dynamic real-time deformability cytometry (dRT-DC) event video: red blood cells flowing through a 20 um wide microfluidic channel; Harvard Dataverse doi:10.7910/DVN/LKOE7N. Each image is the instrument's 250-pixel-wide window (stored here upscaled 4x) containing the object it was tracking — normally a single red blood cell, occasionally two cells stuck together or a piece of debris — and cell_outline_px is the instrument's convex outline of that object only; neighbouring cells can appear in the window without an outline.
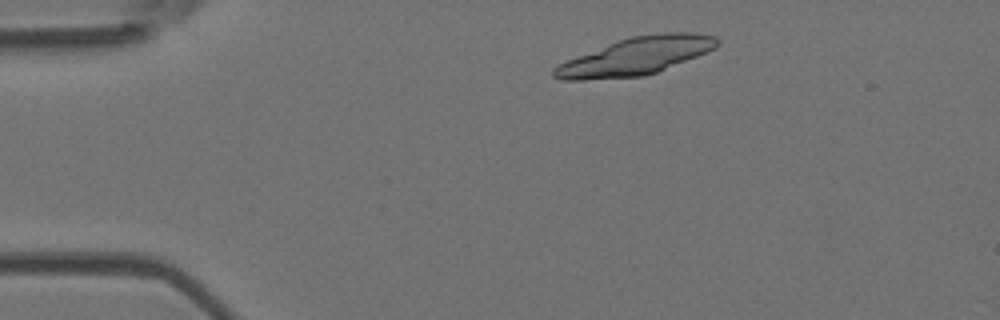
{"species": "Egyptian fruit bat (a non-hibernating species)", "species_latin": "Rousettus aegyptiacus", "temperature_condition": "room temperature", "stored_images_in_passage": 45, "camera_frame_rate_fps": 3000, "um_per_image_px": 0.085, "animal": {"sex": "female"}, "frame": {"image": 1, "passage_image": 2, "time_ms": 0.333, "image_size_px": [1000, 320], "cell_outline_px": [[720, 44], [716, 48], [656, 72], [644, 76], [584, 80], [564, 80], [552, 76], [552, 68], [556, 64], [616, 40], [628, 36], [656, 32], [692, 32], [716, 36], [720, 40]], "centroid_in_image_um": [54.02, 4.75], "position_along_channel_um": 31.0, "area_um2": 35.95}}